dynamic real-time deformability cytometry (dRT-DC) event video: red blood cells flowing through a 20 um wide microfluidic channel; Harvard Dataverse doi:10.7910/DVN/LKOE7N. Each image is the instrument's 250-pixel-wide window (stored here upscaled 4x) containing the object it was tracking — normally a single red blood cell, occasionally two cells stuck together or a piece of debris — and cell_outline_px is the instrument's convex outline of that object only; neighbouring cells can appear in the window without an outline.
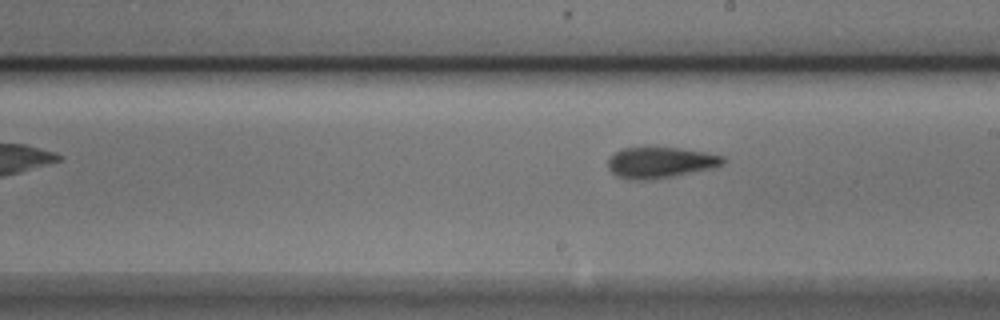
{"species": "Egyptian fruit bat (a non-hibernating species)", "species_latin": "Rousettus aegyptiacus", "temperature_condition": "cold", "stored_images_in_passage": 11, "camera_frame_rate_fps": 3000, "um_per_image_px": 0.085, "animal": {"sex": "male"}, "frame": {"image": 1, "passage_image": 11, "time_ms": 3.333, "image_size_px": [1000, 320], "cell_outline_px": [[728, 160], [724, 164], [716, 168], [652, 180], [632, 180], [616, 176], [608, 168], [608, 160], [616, 152], [624, 148], [680, 148], [704, 152], [724, 156]], "centroid_in_image_um": [56.19, 13.83], "position_along_channel_um": 232.8, "area_um2": 20.87}}